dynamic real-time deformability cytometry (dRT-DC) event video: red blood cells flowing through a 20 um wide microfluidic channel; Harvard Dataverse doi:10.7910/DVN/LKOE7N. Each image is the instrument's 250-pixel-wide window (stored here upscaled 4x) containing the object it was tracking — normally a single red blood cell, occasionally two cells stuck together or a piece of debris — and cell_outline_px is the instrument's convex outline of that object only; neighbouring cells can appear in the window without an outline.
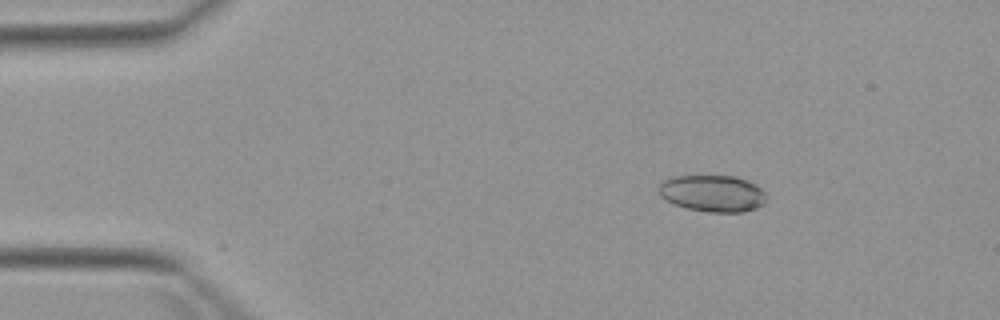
{"species": "Egyptian fruit bat (a non-hibernating species)", "species_latin": "Rousettus aegyptiacus", "temperature_condition": "warm", "stored_images_in_passage": 4, "camera_frame_rate_fps": 3000, "um_per_image_px": 0.085, "animal": {"sex": "female"}, "frame": {"image": 1, "passage_image": 2, "time_ms": 1.333, "image_size_px": [1000, 320], "cell_outline_px": [[764, 200], [756, 208], [744, 212], [708, 212], [688, 208], [676, 204], [660, 196], [660, 184], [664, 180], [672, 176], [736, 176], [756, 184], [764, 192]], "centroid_in_image_um": [60.57, 16.43], "position_along_channel_um": 24.4, "area_um2": 22.66}}
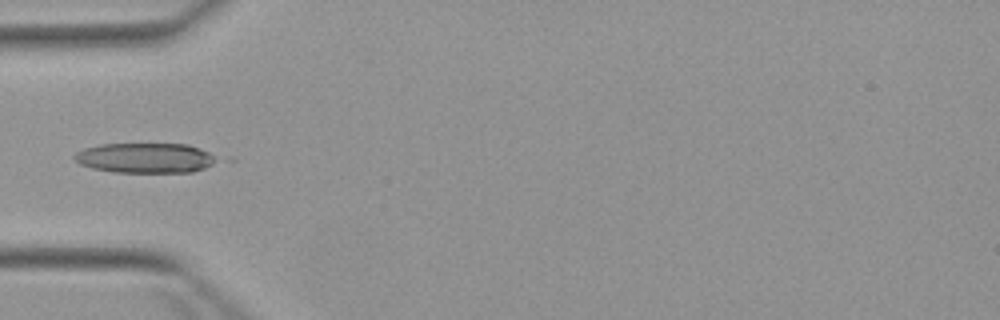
{"frame": {"image": 2, "passage_image": 4, "time_ms": 4.333, "image_size_px": [1000, 320], "cell_outline_px": [[220, 160], [204, 168], [192, 172], [112, 172], [92, 168], [80, 164], [72, 156], [76, 152], [84, 148], [100, 144], [188, 144], [208, 152], [216, 156]], "centroid_in_image_um": [12.34, 13.42], "position_along_channel_um": 72.7, "area_um2": 24.91}}